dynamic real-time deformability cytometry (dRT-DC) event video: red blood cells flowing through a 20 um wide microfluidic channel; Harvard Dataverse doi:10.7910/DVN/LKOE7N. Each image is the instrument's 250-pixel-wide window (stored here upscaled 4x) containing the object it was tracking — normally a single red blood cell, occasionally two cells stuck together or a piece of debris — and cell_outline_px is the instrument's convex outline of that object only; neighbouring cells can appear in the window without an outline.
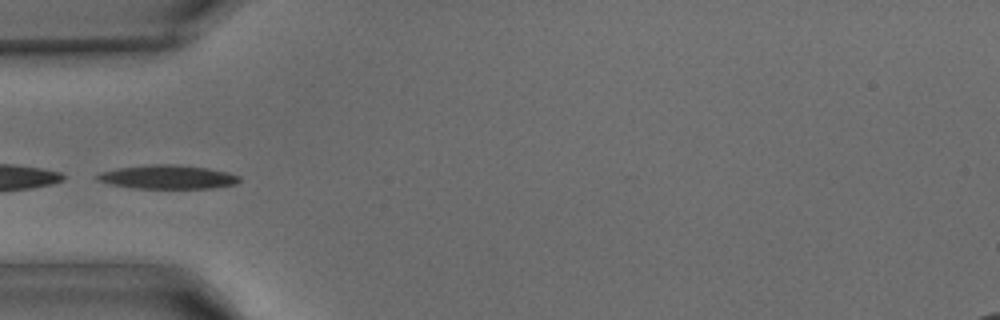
{"species": "common noctule bat (a hibernating species)", "species_latin": "Nyctalus noctula", "temperature_condition": "warm", "stored_images_in_passage": 9, "camera_frame_rate_fps": 3000, "um_per_image_px": 0.085, "animal": {"sex": "male", "body_mass_g": 15.6}, "frame": {"image": 1, "passage_image": 1, "time_ms": 0.0, "image_size_px": [1000, 320], "cell_outline_px": [[240, 180], [236, 184], [212, 188], [132, 188], [108, 184], [96, 180], [96, 176], [100, 172], [116, 168], [148, 164], [176, 164], [208, 168], [228, 172], [240, 176]], "centroid_in_image_um": [14.22, 15.04], "position_along_channel_um": 70.8, "area_um2": 19.94}}